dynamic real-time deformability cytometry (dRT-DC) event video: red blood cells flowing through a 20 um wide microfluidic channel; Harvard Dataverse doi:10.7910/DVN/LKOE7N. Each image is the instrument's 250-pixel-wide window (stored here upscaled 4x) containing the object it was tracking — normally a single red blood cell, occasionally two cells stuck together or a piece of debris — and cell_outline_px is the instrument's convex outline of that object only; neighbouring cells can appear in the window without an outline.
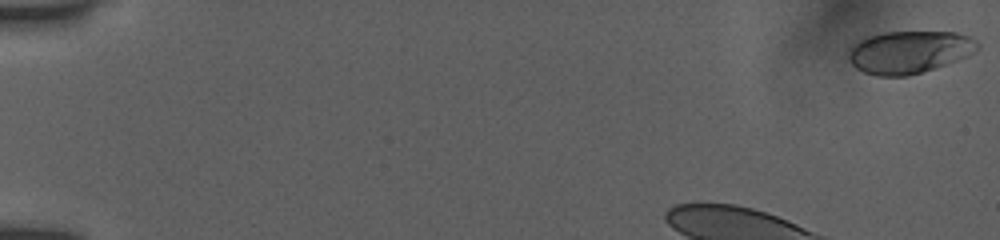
{"species": "human", "species_latin": "Homo sapiens", "temperature_condition": "room temperature", "stored_images_in_passage": 44, "camera_frame_rate_fps": 3000, "um_per_image_px": 0.085, "donor": {"sex": "female"}, "frame": {"image": 1, "passage_image": 1, "time_ms": 0.0, "image_size_px": [1000, 240], "cell_outline_px": [[980, 48], [976, 52], [968, 56], [908, 76], [876, 76], [864, 72], [856, 68], [848, 60], [848, 52], [860, 40], [884, 32], [956, 32], [968, 36], [976, 40], [980, 44]], "centroid_in_image_um": [77.31, 4.42], "position_along_channel_um": 7.7, "area_um2": 31.67}}
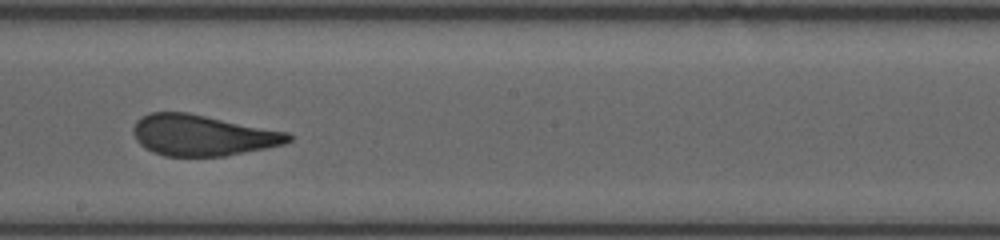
{"frame": {"image": 2, "passage_image": 26, "time_ms": 8.333, "image_size_px": [1000, 240], "cell_outline_px": [[292, 140], [284, 144], [224, 156], [164, 156], [152, 152], [144, 148], [136, 140], [132, 132], [132, 128], [136, 120], [140, 116], [152, 112], [188, 112], [288, 132], [292, 136]], "centroid_in_image_um": [17.16, 11.49], "position_along_channel_um": 231.0, "area_um2": 37.11}}
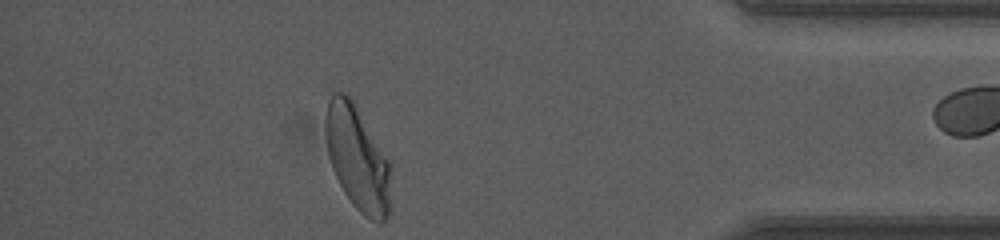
{"frame": {"image": 3, "passage_image": 42, "time_ms": 13.667, "image_size_px": [1000, 240], "cell_outline_px": [[392, 208], [388, 216], [380, 224], [364, 216], [352, 204], [344, 192], [332, 168], [328, 152], [324, 132], [324, 120], [328, 100], [332, 92], [344, 92], [352, 100], [392, 164]], "centroid_in_image_um": [30.43, 13.5], "position_along_channel_um": 404.8, "area_um2": 40.63}, "authors_computed_cell_mechanics": {"area_um2": 37.5411, "velocity_mm_per_s": 3.9023, "shape_relaxation_time_tau1_ms": 5.8817, "shape_relaxation_time_tau2_ms": null, "deformation_change_tau1": 0.1902, "deformation_change_tau2": null}}